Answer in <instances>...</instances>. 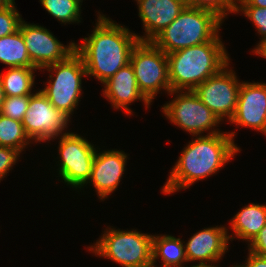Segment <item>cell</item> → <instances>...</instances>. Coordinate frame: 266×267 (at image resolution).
Wrapping results in <instances>:
<instances>
[{"label": "cell", "mask_w": 266, "mask_h": 267, "mask_svg": "<svg viewBox=\"0 0 266 267\" xmlns=\"http://www.w3.org/2000/svg\"><path fill=\"white\" fill-rule=\"evenodd\" d=\"M184 242L172 235H153L152 259L161 258L164 267H185L183 263L188 261Z\"/></svg>", "instance_id": "obj_19"}, {"label": "cell", "mask_w": 266, "mask_h": 267, "mask_svg": "<svg viewBox=\"0 0 266 267\" xmlns=\"http://www.w3.org/2000/svg\"><path fill=\"white\" fill-rule=\"evenodd\" d=\"M186 267H188V266H186ZM190 267H218V266H200V265H191Z\"/></svg>", "instance_id": "obj_37"}, {"label": "cell", "mask_w": 266, "mask_h": 267, "mask_svg": "<svg viewBox=\"0 0 266 267\" xmlns=\"http://www.w3.org/2000/svg\"><path fill=\"white\" fill-rule=\"evenodd\" d=\"M36 67H10L4 74L0 72V78L5 97L30 96L35 85Z\"/></svg>", "instance_id": "obj_20"}, {"label": "cell", "mask_w": 266, "mask_h": 267, "mask_svg": "<svg viewBox=\"0 0 266 267\" xmlns=\"http://www.w3.org/2000/svg\"><path fill=\"white\" fill-rule=\"evenodd\" d=\"M156 262L157 261H154L153 259H151L149 262L144 263V264H140V265H138L136 267H158L157 265H155ZM161 267H164V266L161 264Z\"/></svg>", "instance_id": "obj_34"}, {"label": "cell", "mask_w": 266, "mask_h": 267, "mask_svg": "<svg viewBox=\"0 0 266 267\" xmlns=\"http://www.w3.org/2000/svg\"><path fill=\"white\" fill-rule=\"evenodd\" d=\"M20 154L16 149L0 146V182L13 169Z\"/></svg>", "instance_id": "obj_28"}, {"label": "cell", "mask_w": 266, "mask_h": 267, "mask_svg": "<svg viewBox=\"0 0 266 267\" xmlns=\"http://www.w3.org/2000/svg\"><path fill=\"white\" fill-rule=\"evenodd\" d=\"M229 123L266 136V83L241 82L236 111Z\"/></svg>", "instance_id": "obj_13"}, {"label": "cell", "mask_w": 266, "mask_h": 267, "mask_svg": "<svg viewBox=\"0 0 266 267\" xmlns=\"http://www.w3.org/2000/svg\"><path fill=\"white\" fill-rule=\"evenodd\" d=\"M139 91L150 102L161 90L170 93L167 54L152 42H141L133 48L130 55Z\"/></svg>", "instance_id": "obj_8"}, {"label": "cell", "mask_w": 266, "mask_h": 267, "mask_svg": "<svg viewBox=\"0 0 266 267\" xmlns=\"http://www.w3.org/2000/svg\"><path fill=\"white\" fill-rule=\"evenodd\" d=\"M15 4V0H0V9L10 7Z\"/></svg>", "instance_id": "obj_33"}, {"label": "cell", "mask_w": 266, "mask_h": 267, "mask_svg": "<svg viewBox=\"0 0 266 267\" xmlns=\"http://www.w3.org/2000/svg\"><path fill=\"white\" fill-rule=\"evenodd\" d=\"M60 139L58 146V174L70 188L81 189L90 179L96 147L86 138L74 132H67Z\"/></svg>", "instance_id": "obj_9"}, {"label": "cell", "mask_w": 266, "mask_h": 267, "mask_svg": "<svg viewBox=\"0 0 266 267\" xmlns=\"http://www.w3.org/2000/svg\"><path fill=\"white\" fill-rule=\"evenodd\" d=\"M128 155L124 151L117 149L96 151L92 165L90 183L95 187L98 198L102 201L109 198L117 190L125 172Z\"/></svg>", "instance_id": "obj_14"}, {"label": "cell", "mask_w": 266, "mask_h": 267, "mask_svg": "<svg viewBox=\"0 0 266 267\" xmlns=\"http://www.w3.org/2000/svg\"><path fill=\"white\" fill-rule=\"evenodd\" d=\"M152 239L153 235L136 229L124 231L108 226L88 251L122 267H136L152 259Z\"/></svg>", "instance_id": "obj_5"}, {"label": "cell", "mask_w": 266, "mask_h": 267, "mask_svg": "<svg viewBox=\"0 0 266 267\" xmlns=\"http://www.w3.org/2000/svg\"><path fill=\"white\" fill-rule=\"evenodd\" d=\"M171 91L194 90L229 62L219 33L209 42L167 54Z\"/></svg>", "instance_id": "obj_3"}, {"label": "cell", "mask_w": 266, "mask_h": 267, "mask_svg": "<svg viewBox=\"0 0 266 267\" xmlns=\"http://www.w3.org/2000/svg\"><path fill=\"white\" fill-rule=\"evenodd\" d=\"M16 8L14 4L0 9V38L19 30L23 18H21L22 15H20Z\"/></svg>", "instance_id": "obj_26"}, {"label": "cell", "mask_w": 266, "mask_h": 267, "mask_svg": "<svg viewBox=\"0 0 266 267\" xmlns=\"http://www.w3.org/2000/svg\"><path fill=\"white\" fill-rule=\"evenodd\" d=\"M32 143L21 121L0 114V146L10 147L22 153L26 146Z\"/></svg>", "instance_id": "obj_22"}, {"label": "cell", "mask_w": 266, "mask_h": 267, "mask_svg": "<svg viewBox=\"0 0 266 267\" xmlns=\"http://www.w3.org/2000/svg\"><path fill=\"white\" fill-rule=\"evenodd\" d=\"M0 62L9 67H35L20 30L0 38Z\"/></svg>", "instance_id": "obj_21"}, {"label": "cell", "mask_w": 266, "mask_h": 267, "mask_svg": "<svg viewBox=\"0 0 266 267\" xmlns=\"http://www.w3.org/2000/svg\"><path fill=\"white\" fill-rule=\"evenodd\" d=\"M48 14L62 24L81 22V6L76 0H39Z\"/></svg>", "instance_id": "obj_23"}, {"label": "cell", "mask_w": 266, "mask_h": 267, "mask_svg": "<svg viewBox=\"0 0 266 267\" xmlns=\"http://www.w3.org/2000/svg\"><path fill=\"white\" fill-rule=\"evenodd\" d=\"M144 35H136L141 42H151L186 7L182 0H135Z\"/></svg>", "instance_id": "obj_16"}, {"label": "cell", "mask_w": 266, "mask_h": 267, "mask_svg": "<svg viewBox=\"0 0 266 267\" xmlns=\"http://www.w3.org/2000/svg\"><path fill=\"white\" fill-rule=\"evenodd\" d=\"M97 14L92 34L84 37L80 45L76 43L75 51L84 61L87 76L103 84L130 63L131 52L139 39L129 28L114 23L100 12Z\"/></svg>", "instance_id": "obj_2"}, {"label": "cell", "mask_w": 266, "mask_h": 267, "mask_svg": "<svg viewBox=\"0 0 266 267\" xmlns=\"http://www.w3.org/2000/svg\"><path fill=\"white\" fill-rule=\"evenodd\" d=\"M51 73L40 91L50 103L71 119L82 96V77H87L84 61L75 51L66 60L43 68Z\"/></svg>", "instance_id": "obj_6"}, {"label": "cell", "mask_w": 266, "mask_h": 267, "mask_svg": "<svg viewBox=\"0 0 266 267\" xmlns=\"http://www.w3.org/2000/svg\"><path fill=\"white\" fill-rule=\"evenodd\" d=\"M235 131L192 136L174 164L162 193L174 194L185 190L199 180L216 174L240 152L234 142Z\"/></svg>", "instance_id": "obj_1"}, {"label": "cell", "mask_w": 266, "mask_h": 267, "mask_svg": "<svg viewBox=\"0 0 266 267\" xmlns=\"http://www.w3.org/2000/svg\"><path fill=\"white\" fill-rule=\"evenodd\" d=\"M184 244L188 262L199 261L196 265L215 266L212 263L219 262L228 251V229L223 225L204 228Z\"/></svg>", "instance_id": "obj_15"}, {"label": "cell", "mask_w": 266, "mask_h": 267, "mask_svg": "<svg viewBox=\"0 0 266 267\" xmlns=\"http://www.w3.org/2000/svg\"><path fill=\"white\" fill-rule=\"evenodd\" d=\"M19 30L23 35L31 62L40 71L48 65L66 60L75 52L74 41L64 46L44 26L22 20Z\"/></svg>", "instance_id": "obj_12"}, {"label": "cell", "mask_w": 266, "mask_h": 267, "mask_svg": "<svg viewBox=\"0 0 266 267\" xmlns=\"http://www.w3.org/2000/svg\"><path fill=\"white\" fill-rule=\"evenodd\" d=\"M169 95L174 98L161 109L171 123L193 136H200L205 131H209L206 135L223 133L215 129L221 121L192 90L170 91Z\"/></svg>", "instance_id": "obj_7"}, {"label": "cell", "mask_w": 266, "mask_h": 267, "mask_svg": "<svg viewBox=\"0 0 266 267\" xmlns=\"http://www.w3.org/2000/svg\"><path fill=\"white\" fill-rule=\"evenodd\" d=\"M29 100L30 96L5 97L0 114L22 122L28 109Z\"/></svg>", "instance_id": "obj_25"}, {"label": "cell", "mask_w": 266, "mask_h": 267, "mask_svg": "<svg viewBox=\"0 0 266 267\" xmlns=\"http://www.w3.org/2000/svg\"><path fill=\"white\" fill-rule=\"evenodd\" d=\"M4 98H5V95H4V92H3V86H2V82H1V78H0V111H1V108H2V104L4 102Z\"/></svg>", "instance_id": "obj_35"}, {"label": "cell", "mask_w": 266, "mask_h": 267, "mask_svg": "<svg viewBox=\"0 0 266 267\" xmlns=\"http://www.w3.org/2000/svg\"><path fill=\"white\" fill-rule=\"evenodd\" d=\"M186 7L205 9L214 12L223 21L227 14L235 12L233 0H182Z\"/></svg>", "instance_id": "obj_24"}, {"label": "cell", "mask_w": 266, "mask_h": 267, "mask_svg": "<svg viewBox=\"0 0 266 267\" xmlns=\"http://www.w3.org/2000/svg\"><path fill=\"white\" fill-rule=\"evenodd\" d=\"M252 53L266 59V37L259 41V43L252 50Z\"/></svg>", "instance_id": "obj_31"}, {"label": "cell", "mask_w": 266, "mask_h": 267, "mask_svg": "<svg viewBox=\"0 0 266 267\" xmlns=\"http://www.w3.org/2000/svg\"><path fill=\"white\" fill-rule=\"evenodd\" d=\"M224 21L214 12L185 7L151 42L164 53L211 41Z\"/></svg>", "instance_id": "obj_4"}, {"label": "cell", "mask_w": 266, "mask_h": 267, "mask_svg": "<svg viewBox=\"0 0 266 267\" xmlns=\"http://www.w3.org/2000/svg\"><path fill=\"white\" fill-rule=\"evenodd\" d=\"M245 261L243 265H238V267H266V257L256 255L250 251H248Z\"/></svg>", "instance_id": "obj_30"}, {"label": "cell", "mask_w": 266, "mask_h": 267, "mask_svg": "<svg viewBox=\"0 0 266 267\" xmlns=\"http://www.w3.org/2000/svg\"><path fill=\"white\" fill-rule=\"evenodd\" d=\"M229 65L230 62L193 90L221 122L224 119L230 121L234 116L241 85Z\"/></svg>", "instance_id": "obj_11"}, {"label": "cell", "mask_w": 266, "mask_h": 267, "mask_svg": "<svg viewBox=\"0 0 266 267\" xmlns=\"http://www.w3.org/2000/svg\"><path fill=\"white\" fill-rule=\"evenodd\" d=\"M235 13H243L256 27L258 35L263 39L266 37V8L262 7H234Z\"/></svg>", "instance_id": "obj_27"}, {"label": "cell", "mask_w": 266, "mask_h": 267, "mask_svg": "<svg viewBox=\"0 0 266 267\" xmlns=\"http://www.w3.org/2000/svg\"><path fill=\"white\" fill-rule=\"evenodd\" d=\"M250 0H233V4H244L248 3Z\"/></svg>", "instance_id": "obj_36"}, {"label": "cell", "mask_w": 266, "mask_h": 267, "mask_svg": "<svg viewBox=\"0 0 266 267\" xmlns=\"http://www.w3.org/2000/svg\"><path fill=\"white\" fill-rule=\"evenodd\" d=\"M248 251L266 257V225L248 245Z\"/></svg>", "instance_id": "obj_29"}, {"label": "cell", "mask_w": 266, "mask_h": 267, "mask_svg": "<svg viewBox=\"0 0 266 267\" xmlns=\"http://www.w3.org/2000/svg\"><path fill=\"white\" fill-rule=\"evenodd\" d=\"M230 221V228L234 235L228 234L229 240L232 241L236 237V239L245 240L249 245L266 225V204L245 205Z\"/></svg>", "instance_id": "obj_18"}, {"label": "cell", "mask_w": 266, "mask_h": 267, "mask_svg": "<svg viewBox=\"0 0 266 267\" xmlns=\"http://www.w3.org/2000/svg\"><path fill=\"white\" fill-rule=\"evenodd\" d=\"M103 95L115 109H122L127 115H133L129 105L142 101L145 107L152 105L139 91L133 67L130 63L120 68L109 80L103 83Z\"/></svg>", "instance_id": "obj_17"}, {"label": "cell", "mask_w": 266, "mask_h": 267, "mask_svg": "<svg viewBox=\"0 0 266 267\" xmlns=\"http://www.w3.org/2000/svg\"><path fill=\"white\" fill-rule=\"evenodd\" d=\"M68 123L70 118L56 109L40 90L30 95L22 124L33 143H43L62 136L67 133Z\"/></svg>", "instance_id": "obj_10"}, {"label": "cell", "mask_w": 266, "mask_h": 267, "mask_svg": "<svg viewBox=\"0 0 266 267\" xmlns=\"http://www.w3.org/2000/svg\"><path fill=\"white\" fill-rule=\"evenodd\" d=\"M76 1H78L80 4L83 2V0H76Z\"/></svg>", "instance_id": "obj_38"}, {"label": "cell", "mask_w": 266, "mask_h": 267, "mask_svg": "<svg viewBox=\"0 0 266 267\" xmlns=\"http://www.w3.org/2000/svg\"><path fill=\"white\" fill-rule=\"evenodd\" d=\"M234 7H262L266 8V0H250L244 4H233Z\"/></svg>", "instance_id": "obj_32"}]
</instances>
